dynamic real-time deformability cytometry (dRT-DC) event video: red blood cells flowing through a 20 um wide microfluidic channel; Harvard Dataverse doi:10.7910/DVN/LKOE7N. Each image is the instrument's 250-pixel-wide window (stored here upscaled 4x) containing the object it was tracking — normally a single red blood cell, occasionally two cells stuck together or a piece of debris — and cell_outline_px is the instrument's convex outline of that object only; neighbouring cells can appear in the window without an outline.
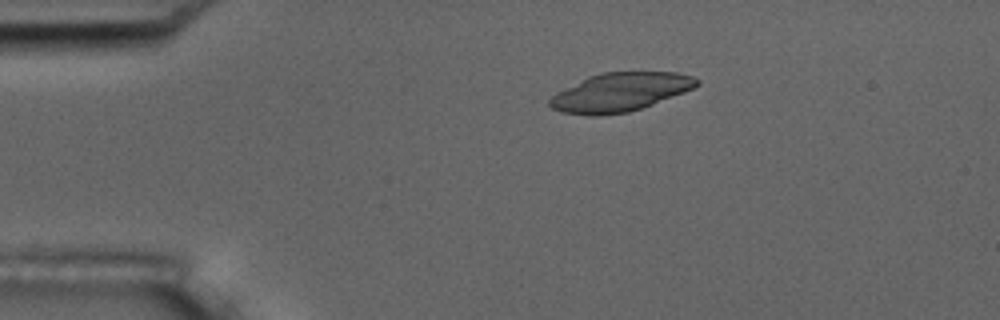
{"species": "common noctule bat (a hibernating species)", "species_latin": "Nyctalus noctula", "temperature_condition": "room temperature", "stored_images_in_passage": 7, "camera_frame_rate_fps": 3000, "um_per_image_px": 0.085, "animal": {"sex": "male", "body_mass_g": 17.5, "forearm_length_mm": 52.3}, "frame": {"image": 1, "passage_image": 3, "time_ms": 2.667, "image_size_px": [1000, 320], "cell_outline_px": [[700, 84], [684, 92], [652, 104], [628, 112], [600, 116], [588, 116], [564, 112], [552, 108], [548, 104], [548, 100], [556, 92], [588, 76], [600, 72], [676, 72], [692, 76], [700, 80]], "centroid_in_image_um": [52.68, 7.83], "position_along_channel_um": 32.3, "area_um2": 33.06}}